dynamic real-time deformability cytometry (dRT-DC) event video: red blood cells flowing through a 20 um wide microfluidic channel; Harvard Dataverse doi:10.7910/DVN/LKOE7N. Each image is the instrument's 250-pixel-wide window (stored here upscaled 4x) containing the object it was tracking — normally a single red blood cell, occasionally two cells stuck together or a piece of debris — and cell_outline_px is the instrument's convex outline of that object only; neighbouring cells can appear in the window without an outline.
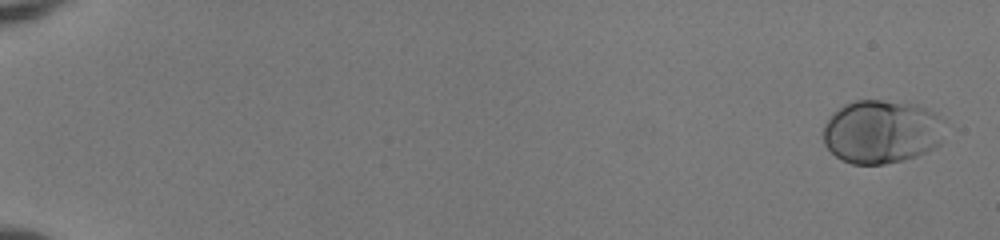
{"species": "human", "species_latin": "Homo sapiens", "temperature_condition": "room temperature", "stored_images_in_passage": 55, "camera_frame_rate_fps": 3000, "um_per_image_px": 0.085, "donor": {"sex": "female"}, "frame": {"image": 1, "passage_image": 3, "time_ms": 0.667, "image_size_px": [1000, 240], "cell_outline_px": [[940, 144], [916, 156], [904, 160], [884, 164], [852, 164], [836, 156], [824, 144], [824, 124], [844, 104], [856, 100], [880, 100], [916, 104], [928, 108], [936, 112], [940, 140]], "centroid_in_image_um": [74.88, 11.19], "position_along_channel_um": 10.1, "area_um2": 44.16}}
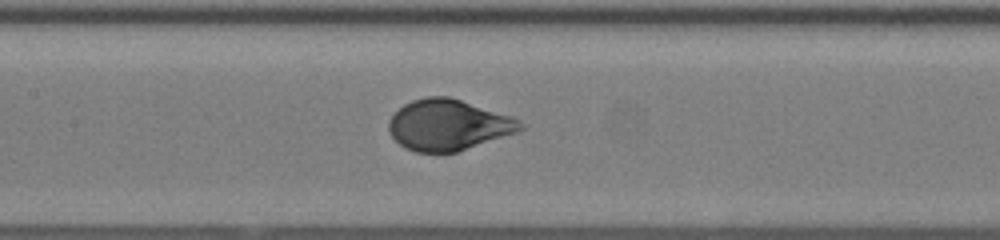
{"frame": {"image": 2, "passage_image": 30, "time_ms": 9.667, "image_size_px": [1000, 240], "cell_outline_px": [[528, 128], [520, 132], [456, 152], [416, 152], [404, 148], [388, 132], [388, 120], [404, 104], [412, 100], [428, 96], [448, 96], [512, 116], [520, 120]], "centroid_in_image_um": [38.14, 10.62], "position_along_channel_um": 169.3, "area_um2": 39.25}}
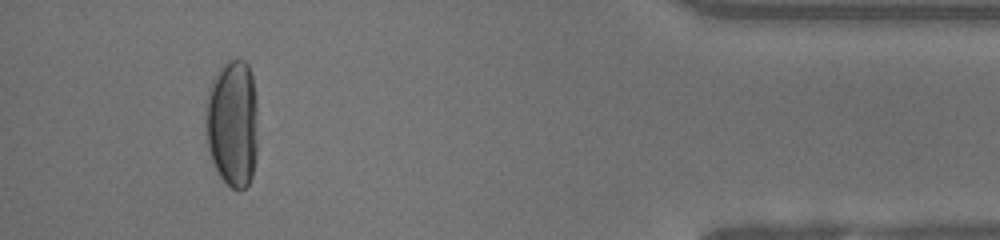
{"frame": {"image": 3, "passage_image": 52, "time_ms": 17.0, "image_size_px": [1000, 240], "cell_outline_px": [[256, 156], [252, 176], [248, 184], [244, 188], [232, 188], [220, 176], [212, 160], [208, 148], [204, 116], [208, 92], [212, 80], [224, 64], [232, 60], [244, 60], [248, 64], [252, 72], [256, 96]], "centroid_in_image_um": [19.76, 10.46], "position_along_channel_um": 415.4, "area_um2": 38.73}, "authors_computed_cell_mechanics": {"area_um2": 40.46, "velocity_mm_per_s": 3.9634, "shape_relaxation_time_tau1_ms": 3.1755, "shape_relaxation_time_tau2_ms": null, "deformation_change_tau1": 0.1846, "deformation_change_tau2": null}}